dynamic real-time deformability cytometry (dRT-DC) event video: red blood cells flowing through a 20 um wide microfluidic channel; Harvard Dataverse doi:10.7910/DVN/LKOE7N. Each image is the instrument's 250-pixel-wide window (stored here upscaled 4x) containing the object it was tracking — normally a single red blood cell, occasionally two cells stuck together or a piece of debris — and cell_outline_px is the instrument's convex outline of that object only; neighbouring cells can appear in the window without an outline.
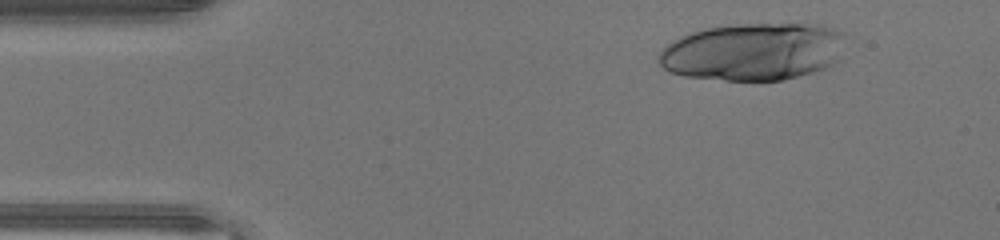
{"species": "human", "species_latin": "Homo sapiens", "temperature_condition": "warm", "stored_images_in_passage": 9, "camera_frame_rate_fps": 3000, "um_per_image_px": 0.085, "donor": {"sex": "male"}, "frame": {"image": 1, "passage_image": 1, "time_ms": 0.0, "image_size_px": [1000, 240], "cell_outline_px": [[844, 32], [836, 60], [832, 64], [824, 68], [812, 72], [784, 80], [724, 80], [684, 76], [668, 72], [660, 64], [660, 52], [672, 40], [680, 36], [704, 28], [728, 24], [824, 24]], "centroid_in_image_um": [63.98, 4.38], "position_along_channel_um": 21.0, "area_um2": 62.48}}